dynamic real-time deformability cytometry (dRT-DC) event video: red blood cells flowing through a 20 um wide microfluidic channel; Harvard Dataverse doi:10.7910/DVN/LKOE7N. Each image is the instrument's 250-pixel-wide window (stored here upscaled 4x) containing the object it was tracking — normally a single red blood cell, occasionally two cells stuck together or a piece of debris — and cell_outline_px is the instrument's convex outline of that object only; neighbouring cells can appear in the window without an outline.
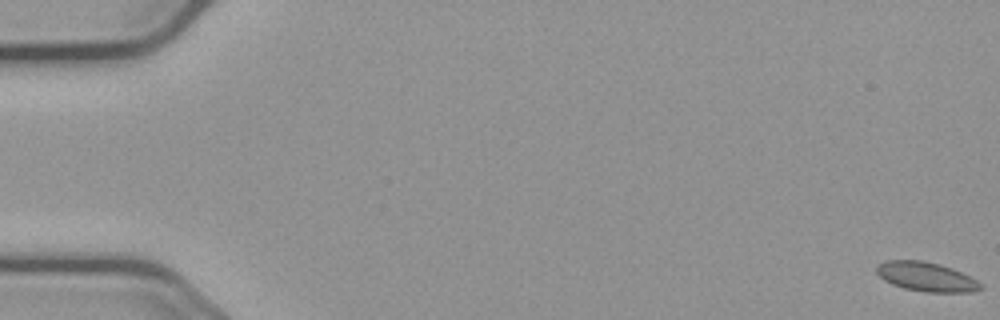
{"species": "common noctule bat (a hibernating species)", "species_latin": "Nyctalus noctula", "temperature_condition": "cold", "stored_images_in_passage": 57, "camera_frame_rate_fps": 3000, "um_per_image_px": 0.085, "animal": {"sex": "male", "body_mass_g": 23.1, "forearm_length_mm": 52.7}, "frame": {"image": 1, "passage_image": 1, "time_ms": 0.0, "image_size_px": [1000, 320], "cell_outline_px": [[984, 288], [972, 292], [924, 292], [904, 288], [892, 284], [884, 280], [876, 272], [876, 268], [880, 264], [888, 260], [920, 260], [940, 264], [952, 268], [976, 280]], "centroid_in_image_um": [78.73, 23.53], "position_along_channel_um": 6.3, "area_um2": 17.57}}
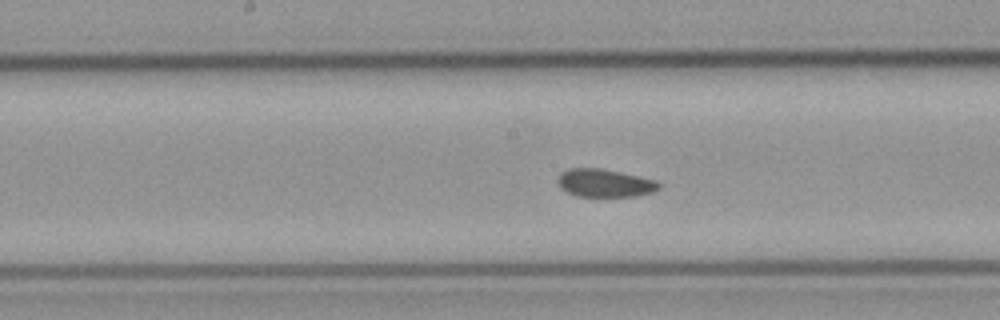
{"frame": {"image": 2, "passage_image": 30, "time_ms": 9.667, "image_size_px": [1000, 320], "cell_outline_px": [[664, 184], [660, 188], [652, 192], [636, 196], [576, 196], [560, 188], [556, 184], [556, 180], [560, 172], [568, 168], [600, 168], [620, 172], [656, 180]], "centroid_in_image_um": [51.38, 15.55], "position_along_channel_um": 196.8, "area_um2": 16.7}}
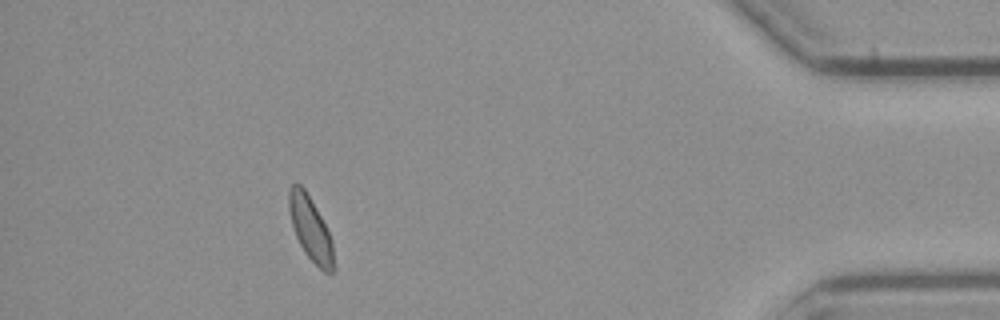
{"frame": {"image": 3, "passage_image": 52, "time_ms": 17.0, "image_size_px": [1000, 320], "cell_outline_px": [[336, 268], [332, 272], [324, 272], [304, 252], [296, 236], [292, 224], [288, 208], [288, 188], [292, 184], [300, 184], [304, 188], [320, 216], [332, 240]], "centroid_in_image_um": [26.39, 19.46], "position_along_channel_um": 408.8, "area_um2": 16.53}}